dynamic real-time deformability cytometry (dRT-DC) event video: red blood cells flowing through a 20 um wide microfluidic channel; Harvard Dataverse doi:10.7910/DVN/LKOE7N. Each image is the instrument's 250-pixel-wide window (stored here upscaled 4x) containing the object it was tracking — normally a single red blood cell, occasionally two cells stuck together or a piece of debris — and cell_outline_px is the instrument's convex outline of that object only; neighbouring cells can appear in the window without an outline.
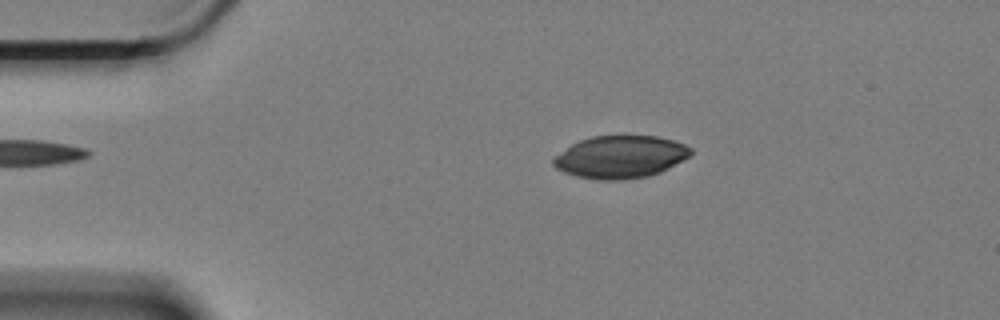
{"species": "Egyptian fruit bat (a non-hibernating species)", "species_latin": "Rousettus aegyptiacus", "temperature_condition": "cold", "stored_images_in_passage": 49, "camera_frame_rate_fps": 3000, "um_per_image_px": 0.085, "animal": {"sex": "female"}, "frame": {"image": 1, "passage_image": 1, "time_ms": 0.0, "image_size_px": [1000, 320], "cell_outline_px": [[692, 152], [688, 156], [668, 168], [660, 172], [648, 176], [624, 180], [600, 180], [576, 176], [564, 172], [556, 168], [552, 164], [552, 160], [556, 156], [572, 144], [580, 140], [592, 136], [656, 136], [672, 140], [684, 144], [692, 148]], "centroid_in_image_um": [52.72, 13.34], "position_along_channel_um": 32.3, "area_um2": 33.76}}
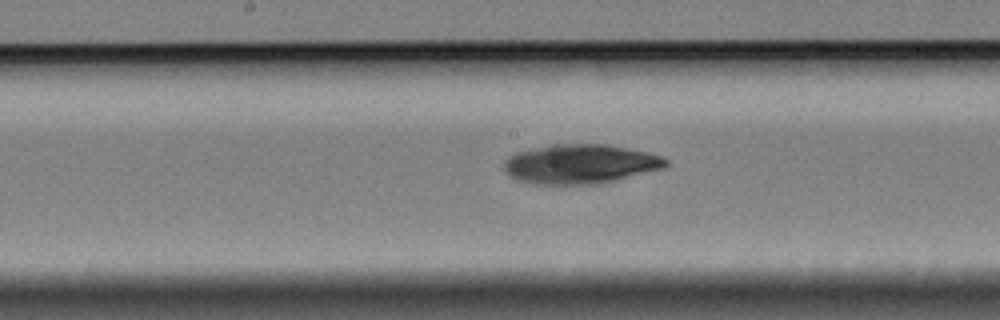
{"frame": {"image": 2, "passage_image": 20, "time_ms": 6.333, "image_size_px": [1000, 320], "cell_outline_px": [[668, 164], [664, 168], [600, 184], [532, 184], [516, 180], [508, 176], [504, 172], [504, 160], [508, 156], [516, 152], [552, 144], [604, 144], [648, 152], [660, 156], [668, 160]], "centroid_in_image_um": [49.28, 13.95], "position_along_channel_um": 198.9, "area_um2": 37.34}}
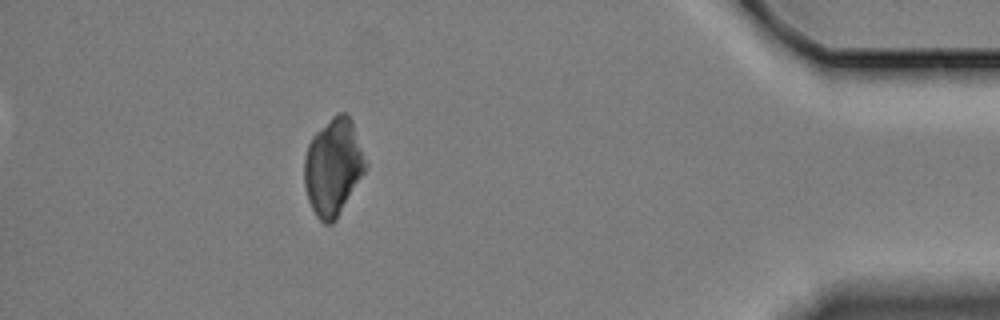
{"frame": {"image": 3, "passage_image": 43, "time_ms": 14.0, "image_size_px": [1000, 320], "cell_outline_px": [[368, 164], [364, 172], [336, 220], [332, 224], [324, 224], [316, 216], [308, 200], [304, 184], [304, 160], [308, 144], [312, 136], [336, 112], [344, 112], [352, 120]], "centroid_in_image_um": [28.32, 14.18], "position_along_channel_um": 406.9, "area_um2": 34.62}}